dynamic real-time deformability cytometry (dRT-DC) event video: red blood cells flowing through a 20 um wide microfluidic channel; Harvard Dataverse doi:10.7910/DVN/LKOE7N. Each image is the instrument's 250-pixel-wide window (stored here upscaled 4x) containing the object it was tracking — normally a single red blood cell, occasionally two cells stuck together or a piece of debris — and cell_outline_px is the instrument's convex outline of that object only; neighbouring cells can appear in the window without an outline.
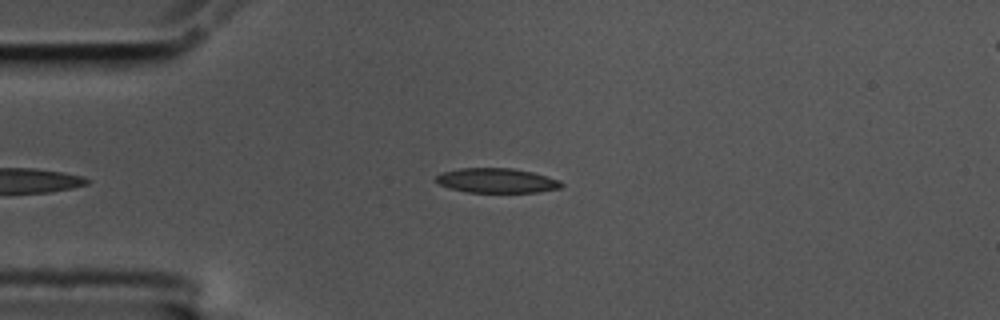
{"species": "common noctule bat (a hibernating species)", "species_latin": "Nyctalus noctula", "temperature_condition": "cold", "stored_images_in_passage": 5, "camera_frame_rate_fps": 3000, "um_per_image_px": 0.085, "animal": {"sex": "male", "body_mass_g": 17.5, "forearm_length_mm": 52.3}, "frame": {"image": 1, "passage_image": 5, "time_ms": 1.333, "image_size_px": [1000, 320], "cell_outline_px": [[564, 184], [560, 188], [540, 192], [468, 192], [448, 188], [440, 184], [436, 180], [436, 176], [444, 172], [460, 168], [512, 168], [532, 172], [548, 176], [560, 180]], "centroid_in_image_um": [42.26, 15.35], "position_along_channel_um": 42.7, "area_um2": 17.98}}